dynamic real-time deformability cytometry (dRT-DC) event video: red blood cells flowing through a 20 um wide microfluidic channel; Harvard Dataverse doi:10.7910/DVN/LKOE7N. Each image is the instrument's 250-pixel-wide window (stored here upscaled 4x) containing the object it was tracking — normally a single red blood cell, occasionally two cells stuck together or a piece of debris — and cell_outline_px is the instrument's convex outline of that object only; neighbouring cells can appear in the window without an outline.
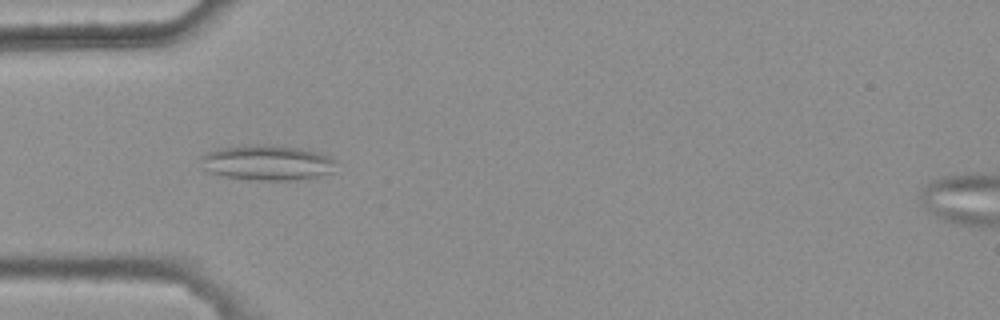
{"species": "common noctule bat (a hibernating species)", "species_latin": "Nyctalus noctula", "temperature_condition": "warm", "stored_images_in_passage": 31, "camera_frame_rate_fps": 3000, "um_per_image_px": 0.085, "animal": {"sex": "female", "body_mass_g": 25.1}, "frame": {"image": 1, "passage_image": 1, "time_ms": 0.0, "image_size_px": [1000, 320], "cell_outline_px": [[336, 160], [332, 172], [320, 176], [296, 180], [256, 180], [224, 176], [208, 172], [204, 168], [200, 156], [208, 152], [220, 148], [252, 144], [264, 144], [300, 148], [316, 152], [328, 156]], "centroid_in_image_um": [22.71, 13.83], "position_along_channel_um": 62.3, "area_um2": 27.69}}
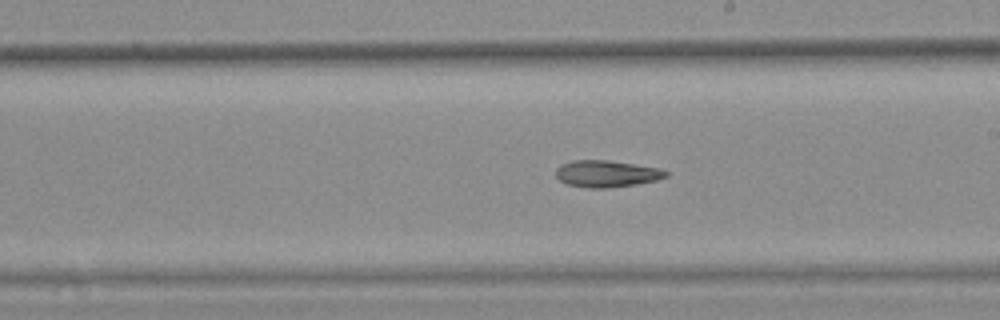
{"frame": {"image": 2, "passage_image": 15, "time_ms": 4.667, "image_size_px": [1000, 320], "cell_outline_px": [[668, 176], [656, 180], [636, 184], [608, 188], [588, 188], [568, 184], [560, 180], [556, 176], [556, 168], [560, 164], [572, 160], [608, 160], [660, 168], [668, 172]], "centroid_in_image_um": [51.55, 14.76], "position_along_channel_um": 237.5, "area_um2": 17.17}}
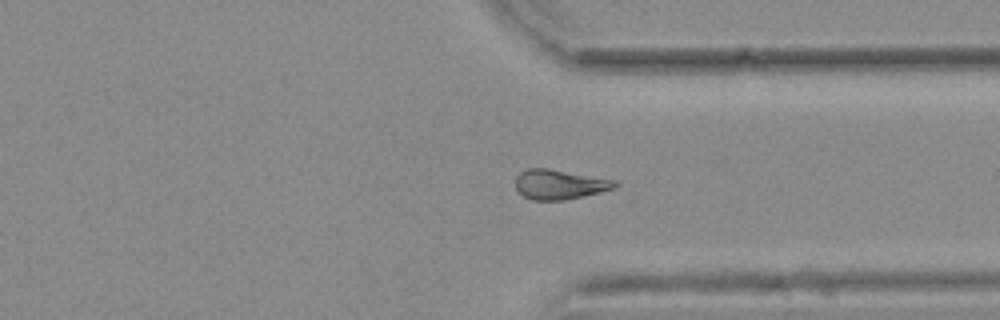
{"frame": {"image": 3, "passage_image": 25, "time_ms": 8.0, "image_size_px": [1000, 320], "cell_outline_px": [[620, 184], [616, 188], [600, 192], [564, 200], [532, 200], [524, 196], [516, 188], [516, 176], [520, 172], [528, 168], [548, 168], [616, 180]], "centroid_in_image_um": [47.58, 15.67], "position_along_channel_um": 363.8, "area_um2": 17.22}}